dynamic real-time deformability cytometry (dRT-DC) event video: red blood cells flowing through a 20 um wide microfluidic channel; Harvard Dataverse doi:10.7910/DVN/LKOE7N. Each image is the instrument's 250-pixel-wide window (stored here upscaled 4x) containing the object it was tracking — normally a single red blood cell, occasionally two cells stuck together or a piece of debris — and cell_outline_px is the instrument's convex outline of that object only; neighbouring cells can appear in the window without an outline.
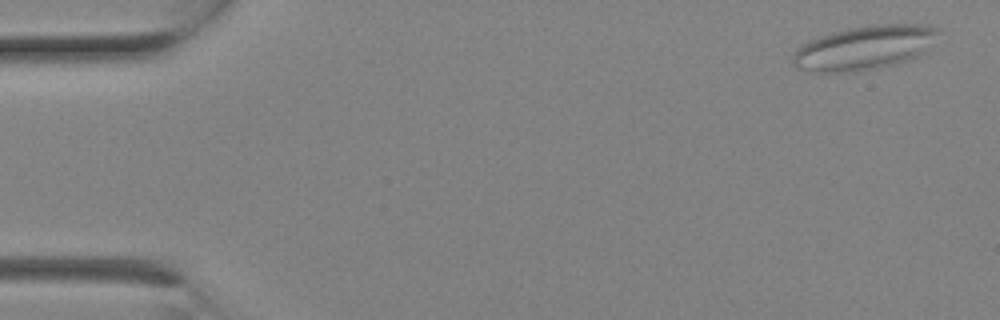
{"species": "Egyptian fruit bat (a non-hibernating species)", "species_latin": "Rousettus aegyptiacus", "temperature_condition": "room temperature", "stored_images_in_passage": 3, "camera_frame_rate_fps": 3000, "um_per_image_px": 0.085, "animal": {"sex": "female"}, "frame": {"image": 1, "passage_image": 1, "time_ms": 0.0, "image_size_px": [1000, 320], "cell_outline_px": [[936, 32], [924, 52], [916, 56], [892, 64], [860, 72], [808, 72], [796, 68], [792, 64], [792, 56], [804, 44], [812, 40], [832, 32], [848, 28], [876, 24], [928, 24], [936, 28]], "centroid_in_image_um": [73.4, 4.07], "position_along_channel_um": 11.6, "area_um2": 36.7}}